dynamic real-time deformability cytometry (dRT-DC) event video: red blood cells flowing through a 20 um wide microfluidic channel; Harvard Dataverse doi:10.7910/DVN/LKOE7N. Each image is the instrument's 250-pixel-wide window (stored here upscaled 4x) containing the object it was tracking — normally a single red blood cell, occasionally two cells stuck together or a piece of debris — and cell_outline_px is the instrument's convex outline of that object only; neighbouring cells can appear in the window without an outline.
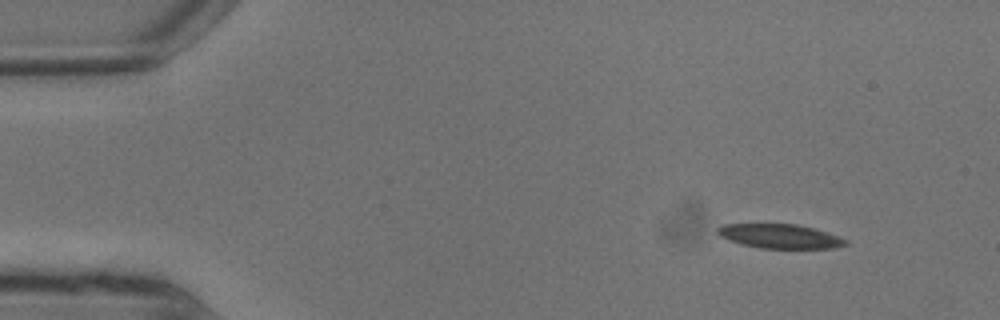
{"species": "common noctule bat (a hibernating species)", "species_latin": "Nyctalus noctula", "temperature_condition": "warm", "stored_images_in_passage": 5, "camera_frame_rate_fps": 3000, "um_per_image_px": 0.085, "animal": {"sex": "male", "body_mass_g": 13.3}, "frame": {"image": 1, "passage_image": 1, "time_ms": 0.0, "image_size_px": [1000, 320], "cell_outline_px": [[848, 244], [832, 248], [760, 248], [740, 244], [728, 240], [720, 236], [716, 232], [716, 228], [724, 224], [796, 224], [812, 228], [848, 240]], "centroid_in_image_um": [66.23, 20.08], "position_along_channel_um": 18.8, "area_um2": 17.92}}